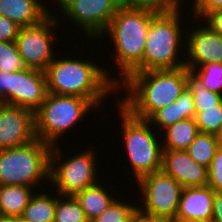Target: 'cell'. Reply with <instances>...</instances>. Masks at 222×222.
I'll use <instances>...</instances> for the list:
<instances>
[{
  "mask_svg": "<svg viewBox=\"0 0 222 222\" xmlns=\"http://www.w3.org/2000/svg\"><path fill=\"white\" fill-rule=\"evenodd\" d=\"M117 88L128 91L118 103L132 116L147 120L158 109L175 102L187 88V67L134 72Z\"/></svg>",
  "mask_w": 222,
  "mask_h": 222,
  "instance_id": "obj_1",
  "label": "cell"
},
{
  "mask_svg": "<svg viewBox=\"0 0 222 222\" xmlns=\"http://www.w3.org/2000/svg\"><path fill=\"white\" fill-rule=\"evenodd\" d=\"M61 58H55L44 70L48 93L80 96L97 107L118 89V78H112L110 70L108 73L106 67L96 65L93 59Z\"/></svg>",
  "mask_w": 222,
  "mask_h": 222,
  "instance_id": "obj_2",
  "label": "cell"
},
{
  "mask_svg": "<svg viewBox=\"0 0 222 222\" xmlns=\"http://www.w3.org/2000/svg\"><path fill=\"white\" fill-rule=\"evenodd\" d=\"M156 15L149 10L131 9L122 5L99 38L101 40L108 35L114 42L112 46L115 47L113 51L119 69L117 73H120L118 85L131 73L142 72L146 36Z\"/></svg>",
  "mask_w": 222,
  "mask_h": 222,
  "instance_id": "obj_3",
  "label": "cell"
},
{
  "mask_svg": "<svg viewBox=\"0 0 222 222\" xmlns=\"http://www.w3.org/2000/svg\"><path fill=\"white\" fill-rule=\"evenodd\" d=\"M181 12L183 11L178 10L167 14H157L152 19L146 36L142 72L178 69L185 66L184 58L183 61L181 57L179 58L180 48L185 47L182 44L185 43L183 39L185 31L182 30L185 27L182 28Z\"/></svg>",
  "mask_w": 222,
  "mask_h": 222,
  "instance_id": "obj_4",
  "label": "cell"
},
{
  "mask_svg": "<svg viewBox=\"0 0 222 222\" xmlns=\"http://www.w3.org/2000/svg\"><path fill=\"white\" fill-rule=\"evenodd\" d=\"M117 106L122 123L121 133H124H122L124 151L127 152V158L134 172L132 175L136 177L137 182L142 177L161 170L163 147L160 138L162 137L157 136L161 134H157L159 131H154L147 120L132 116L119 103Z\"/></svg>",
  "mask_w": 222,
  "mask_h": 222,
  "instance_id": "obj_5",
  "label": "cell"
},
{
  "mask_svg": "<svg viewBox=\"0 0 222 222\" xmlns=\"http://www.w3.org/2000/svg\"><path fill=\"white\" fill-rule=\"evenodd\" d=\"M92 108L96 106L86 98L48 93L43 104L34 112L36 138L51 146L57 145L58 138L70 129L72 131Z\"/></svg>",
  "mask_w": 222,
  "mask_h": 222,
  "instance_id": "obj_6",
  "label": "cell"
},
{
  "mask_svg": "<svg viewBox=\"0 0 222 222\" xmlns=\"http://www.w3.org/2000/svg\"><path fill=\"white\" fill-rule=\"evenodd\" d=\"M52 146L36 138L32 142L0 150V186L38 187L49 180Z\"/></svg>",
  "mask_w": 222,
  "mask_h": 222,
  "instance_id": "obj_7",
  "label": "cell"
},
{
  "mask_svg": "<svg viewBox=\"0 0 222 222\" xmlns=\"http://www.w3.org/2000/svg\"><path fill=\"white\" fill-rule=\"evenodd\" d=\"M64 154L59 145L52 146L49 182H52L51 187H56L57 190H54L57 191L56 193L63 196H74L99 182L97 179L100 178L96 174L99 171L97 169L99 163L96 162L98 158L95 157L96 153L93 152V148L92 150L91 148L81 150V153L74 154L70 158L65 156L66 159Z\"/></svg>",
  "mask_w": 222,
  "mask_h": 222,
  "instance_id": "obj_8",
  "label": "cell"
},
{
  "mask_svg": "<svg viewBox=\"0 0 222 222\" xmlns=\"http://www.w3.org/2000/svg\"><path fill=\"white\" fill-rule=\"evenodd\" d=\"M137 184L141 200L144 199L140 200L142 206H137L138 211L165 222H173L183 190L182 185L162 170L142 177L136 182Z\"/></svg>",
  "mask_w": 222,
  "mask_h": 222,
  "instance_id": "obj_9",
  "label": "cell"
},
{
  "mask_svg": "<svg viewBox=\"0 0 222 222\" xmlns=\"http://www.w3.org/2000/svg\"><path fill=\"white\" fill-rule=\"evenodd\" d=\"M56 18V15L50 13L38 24L21 27L16 44L26 68L44 71L56 58L54 40L58 36L54 31L60 24Z\"/></svg>",
  "mask_w": 222,
  "mask_h": 222,
  "instance_id": "obj_10",
  "label": "cell"
},
{
  "mask_svg": "<svg viewBox=\"0 0 222 222\" xmlns=\"http://www.w3.org/2000/svg\"><path fill=\"white\" fill-rule=\"evenodd\" d=\"M121 6L122 0H70L61 8V13L81 28L88 35L86 38L99 41Z\"/></svg>",
  "mask_w": 222,
  "mask_h": 222,
  "instance_id": "obj_11",
  "label": "cell"
},
{
  "mask_svg": "<svg viewBox=\"0 0 222 222\" xmlns=\"http://www.w3.org/2000/svg\"><path fill=\"white\" fill-rule=\"evenodd\" d=\"M47 91L44 71L25 68L9 72L8 104L35 112L45 101Z\"/></svg>",
  "mask_w": 222,
  "mask_h": 222,
  "instance_id": "obj_12",
  "label": "cell"
},
{
  "mask_svg": "<svg viewBox=\"0 0 222 222\" xmlns=\"http://www.w3.org/2000/svg\"><path fill=\"white\" fill-rule=\"evenodd\" d=\"M35 139L34 112L0 103V150L19 147Z\"/></svg>",
  "mask_w": 222,
  "mask_h": 222,
  "instance_id": "obj_13",
  "label": "cell"
},
{
  "mask_svg": "<svg viewBox=\"0 0 222 222\" xmlns=\"http://www.w3.org/2000/svg\"><path fill=\"white\" fill-rule=\"evenodd\" d=\"M199 27V28H198ZM196 28V29H195ZM185 37V67L195 69L206 63H222V36L205 25H196Z\"/></svg>",
  "mask_w": 222,
  "mask_h": 222,
  "instance_id": "obj_14",
  "label": "cell"
},
{
  "mask_svg": "<svg viewBox=\"0 0 222 222\" xmlns=\"http://www.w3.org/2000/svg\"><path fill=\"white\" fill-rule=\"evenodd\" d=\"M161 170L183 188L208 185V168L198 164L186 150H163Z\"/></svg>",
  "mask_w": 222,
  "mask_h": 222,
  "instance_id": "obj_15",
  "label": "cell"
},
{
  "mask_svg": "<svg viewBox=\"0 0 222 222\" xmlns=\"http://www.w3.org/2000/svg\"><path fill=\"white\" fill-rule=\"evenodd\" d=\"M215 191L207 186L183 188L173 222L210 221Z\"/></svg>",
  "mask_w": 222,
  "mask_h": 222,
  "instance_id": "obj_16",
  "label": "cell"
},
{
  "mask_svg": "<svg viewBox=\"0 0 222 222\" xmlns=\"http://www.w3.org/2000/svg\"><path fill=\"white\" fill-rule=\"evenodd\" d=\"M43 0H0V15L17 23L20 27L40 23L51 12Z\"/></svg>",
  "mask_w": 222,
  "mask_h": 222,
  "instance_id": "obj_17",
  "label": "cell"
},
{
  "mask_svg": "<svg viewBox=\"0 0 222 222\" xmlns=\"http://www.w3.org/2000/svg\"><path fill=\"white\" fill-rule=\"evenodd\" d=\"M194 117L195 107L193 96L188 88H186L175 102L155 111L147 121L153 124L151 126L156 127L160 131L180 120Z\"/></svg>",
  "mask_w": 222,
  "mask_h": 222,
  "instance_id": "obj_18",
  "label": "cell"
},
{
  "mask_svg": "<svg viewBox=\"0 0 222 222\" xmlns=\"http://www.w3.org/2000/svg\"><path fill=\"white\" fill-rule=\"evenodd\" d=\"M89 222L103 213L115 200L101 183H96L74 195Z\"/></svg>",
  "mask_w": 222,
  "mask_h": 222,
  "instance_id": "obj_19",
  "label": "cell"
},
{
  "mask_svg": "<svg viewBox=\"0 0 222 222\" xmlns=\"http://www.w3.org/2000/svg\"><path fill=\"white\" fill-rule=\"evenodd\" d=\"M35 188L23 185L0 186V215L20 218Z\"/></svg>",
  "mask_w": 222,
  "mask_h": 222,
  "instance_id": "obj_20",
  "label": "cell"
},
{
  "mask_svg": "<svg viewBox=\"0 0 222 222\" xmlns=\"http://www.w3.org/2000/svg\"><path fill=\"white\" fill-rule=\"evenodd\" d=\"M165 141L162 142L163 150H186L199 133L194 118L180 120L168 126L163 131Z\"/></svg>",
  "mask_w": 222,
  "mask_h": 222,
  "instance_id": "obj_21",
  "label": "cell"
},
{
  "mask_svg": "<svg viewBox=\"0 0 222 222\" xmlns=\"http://www.w3.org/2000/svg\"><path fill=\"white\" fill-rule=\"evenodd\" d=\"M57 194L37 192L32 195L29 204L24 209L20 219L23 222H54Z\"/></svg>",
  "mask_w": 222,
  "mask_h": 222,
  "instance_id": "obj_22",
  "label": "cell"
},
{
  "mask_svg": "<svg viewBox=\"0 0 222 222\" xmlns=\"http://www.w3.org/2000/svg\"><path fill=\"white\" fill-rule=\"evenodd\" d=\"M218 147L217 135L199 132L186 151L198 164L209 168Z\"/></svg>",
  "mask_w": 222,
  "mask_h": 222,
  "instance_id": "obj_23",
  "label": "cell"
},
{
  "mask_svg": "<svg viewBox=\"0 0 222 222\" xmlns=\"http://www.w3.org/2000/svg\"><path fill=\"white\" fill-rule=\"evenodd\" d=\"M187 88L193 96L195 114L202 111V108L214 107L222 101L221 94L208 90L188 68Z\"/></svg>",
  "mask_w": 222,
  "mask_h": 222,
  "instance_id": "obj_24",
  "label": "cell"
},
{
  "mask_svg": "<svg viewBox=\"0 0 222 222\" xmlns=\"http://www.w3.org/2000/svg\"><path fill=\"white\" fill-rule=\"evenodd\" d=\"M54 222H89L74 196H63L57 193Z\"/></svg>",
  "mask_w": 222,
  "mask_h": 222,
  "instance_id": "obj_25",
  "label": "cell"
},
{
  "mask_svg": "<svg viewBox=\"0 0 222 222\" xmlns=\"http://www.w3.org/2000/svg\"><path fill=\"white\" fill-rule=\"evenodd\" d=\"M210 91L222 95V63H206L195 69H189Z\"/></svg>",
  "mask_w": 222,
  "mask_h": 222,
  "instance_id": "obj_26",
  "label": "cell"
},
{
  "mask_svg": "<svg viewBox=\"0 0 222 222\" xmlns=\"http://www.w3.org/2000/svg\"><path fill=\"white\" fill-rule=\"evenodd\" d=\"M194 120L199 132L218 135L222 129V101L214 107L202 108Z\"/></svg>",
  "mask_w": 222,
  "mask_h": 222,
  "instance_id": "obj_27",
  "label": "cell"
},
{
  "mask_svg": "<svg viewBox=\"0 0 222 222\" xmlns=\"http://www.w3.org/2000/svg\"><path fill=\"white\" fill-rule=\"evenodd\" d=\"M119 197L97 218L91 222H130L132 216L138 210V203H126ZM124 202V203H123Z\"/></svg>",
  "mask_w": 222,
  "mask_h": 222,
  "instance_id": "obj_28",
  "label": "cell"
},
{
  "mask_svg": "<svg viewBox=\"0 0 222 222\" xmlns=\"http://www.w3.org/2000/svg\"><path fill=\"white\" fill-rule=\"evenodd\" d=\"M122 5L131 9L149 10L157 14H167L182 10L183 0H122Z\"/></svg>",
  "mask_w": 222,
  "mask_h": 222,
  "instance_id": "obj_29",
  "label": "cell"
},
{
  "mask_svg": "<svg viewBox=\"0 0 222 222\" xmlns=\"http://www.w3.org/2000/svg\"><path fill=\"white\" fill-rule=\"evenodd\" d=\"M25 68L16 41H0V71L15 72Z\"/></svg>",
  "mask_w": 222,
  "mask_h": 222,
  "instance_id": "obj_30",
  "label": "cell"
},
{
  "mask_svg": "<svg viewBox=\"0 0 222 222\" xmlns=\"http://www.w3.org/2000/svg\"><path fill=\"white\" fill-rule=\"evenodd\" d=\"M208 186L222 192V146H219L208 168Z\"/></svg>",
  "mask_w": 222,
  "mask_h": 222,
  "instance_id": "obj_31",
  "label": "cell"
},
{
  "mask_svg": "<svg viewBox=\"0 0 222 222\" xmlns=\"http://www.w3.org/2000/svg\"><path fill=\"white\" fill-rule=\"evenodd\" d=\"M21 27L10 19L0 15V41H16Z\"/></svg>",
  "mask_w": 222,
  "mask_h": 222,
  "instance_id": "obj_32",
  "label": "cell"
},
{
  "mask_svg": "<svg viewBox=\"0 0 222 222\" xmlns=\"http://www.w3.org/2000/svg\"><path fill=\"white\" fill-rule=\"evenodd\" d=\"M192 12L193 21L199 22V19L209 11H214L217 9H222V0H193ZM197 19V20H195Z\"/></svg>",
  "mask_w": 222,
  "mask_h": 222,
  "instance_id": "obj_33",
  "label": "cell"
},
{
  "mask_svg": "<svg viewBox=\"0 0 222 222\" xmlns=\"http://www.w3.org/2000/svg\"><path fill=\"white\" fill-rule=\"evenodd\" d=\"M205 26L222 36V9L206 12L200 19Z\"/></svg>",
  "mask_w": 222,
  "mask_h": 222,
  "instance_id": "obj_34",
  "label": "cell"
},
{
  "mask_svg": "<svg viewBox=\"0 0 222 222\" xmlns=\"http://www.w3.org/2000/svg\"><path fill=\"white\" fill-rule=\"evenodd\" d=\"M9 72L0 71V103L8 104Z\"/></svg>",
  "mask_w": 222,
  "mask_h": 222,
  "instance_id": "obj_35",
  "label": "cell"
},
{
  "mask_svg": "<svg viewBox=\"0 0 222 222\" xmlns=\"http://www.w3.org/2000/svg\"><path fill=\"white\" fill-rule=\"evenodd\" d=\"M214 222H222V192H215L213 202V216Z\"/></svg>",
  "mask_w": 222,
  "mask_h": 222,
  "instance_id": "obj_36",
  "label": "cell"
},
{
  "mask_svg": "<svg viewBox=\"0 0 222 222\" xmlns=\"http://www.w3.org/2000/svg\"><path fill=\"white\" fill-rule=\"evenodd\" d=\"M130 222H165V221L159 218L147 216L137 210V212L132 216Z\"/></svg>",
  "mask_w": 222,
  "mask_h": 222,
  "instance_id": "obj_37",
  "label": "cell"
},
{
  "mask_svg": "<svg viewBox=\"0 0 222 222\" xmlns=\"http://www.w3.org/2000/svg\"><path fill=\"white\" fill-rule=\"evenodd\" d=\"M0 222H19V218L0 215Z\"/></svg>",
  "mask_w": 222,
  "mask_h": 222,
  "instance_id": "obj_38",
  "label": "cell"
},
{
  "mask_svg": "<svg viewBox=\"0 0 222 222\" xmlns=\"http://www.w3.org/2000/svg\"><path fill=\"white\" fill-rule=\"evenodd\" d=\"M69 1L70 0H56V2L58 3L57 5L60 6L59 8H62Z\"/></svg>",
  "mask_w": 222,
  "mask_h": 222,
  "instance_id": "obj_39",
  "label": "cell"
},
{
  "mask_svg": "<svg viewBox=\"0 0 222 222\" xmlns=\"http://www.w3.org/2000/svg\"><path fill=\"white\" fill-rule=\"evenodd\" d=\"M217 136H218L219 146H222V129H221L220 133Z\"/></svg>",
  "mask_w": 222,
  "mask_h": 222,
  "instance_id": "obj_40",
  "label": "cell"
},
{
  "mask_svg": "<svg viewBox=\"0 0 222 222\" xmlns=\"http://www.w3.org/2000/svg\"><path fill=\"white\" fill-rule=\"evenodd\" d=\"M201 222H214L213 220H210V221H201Z\"/></svg>",
  "mask_w": 222,
  "mask_h": 222,
  "instance_id": "obj_41",
  "label": "cell"
}]
</instances>
